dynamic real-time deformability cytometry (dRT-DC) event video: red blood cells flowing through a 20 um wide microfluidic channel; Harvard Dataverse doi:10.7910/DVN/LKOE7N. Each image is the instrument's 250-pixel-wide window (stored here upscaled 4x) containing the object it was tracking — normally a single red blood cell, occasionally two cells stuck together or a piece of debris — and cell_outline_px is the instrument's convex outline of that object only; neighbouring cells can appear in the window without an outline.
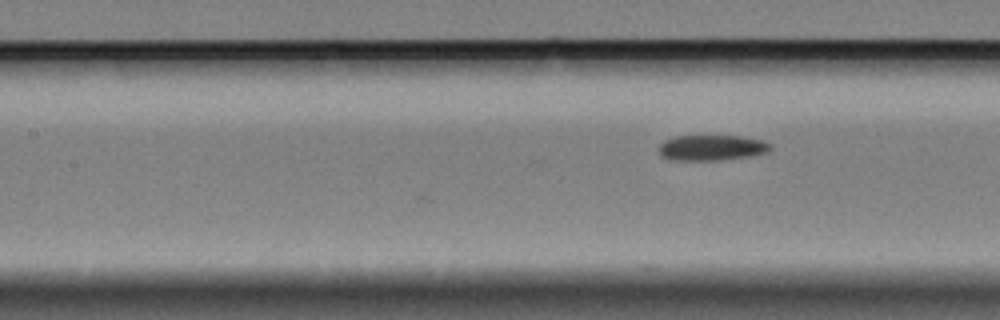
{"species": "Egyptian fruit bat (a non-hibernating species)", "species_latin": "Rousettus aegyptiacus", "temperature_condition": "cold", "stored_images_in_passage": 19, "camera_frame_rate_fps": 3000, "um_per_image_px": 0.085, "animal": {"sex": "female"}, "frame": {"image": 1, "passage_image": 19, "time_ms": 6.0, "image_size_px": [1000, 320], "cell_outline_px": [[772, 148], [768, 152], [752, 156], [720, 160], [668, 160], [660, 156], [660, 144], [664, 140], [676, 136], [740, 136], [764, 140], [772, 144]], "centroid_in_image_um": [60.52, 12.56], "position_along_channel_um": 146.9, "area_um2": 16.82}}